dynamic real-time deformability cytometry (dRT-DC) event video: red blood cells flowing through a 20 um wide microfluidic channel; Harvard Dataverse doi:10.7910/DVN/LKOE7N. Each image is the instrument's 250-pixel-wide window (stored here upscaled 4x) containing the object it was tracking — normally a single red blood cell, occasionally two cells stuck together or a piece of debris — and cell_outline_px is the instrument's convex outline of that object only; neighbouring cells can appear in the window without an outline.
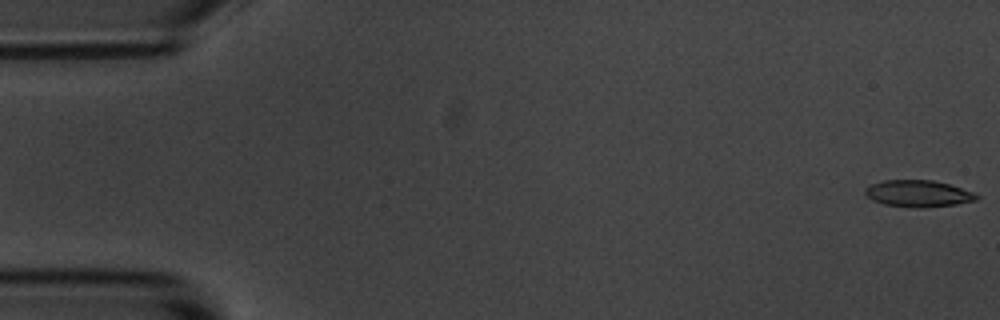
{"species": "common noctule bat (a hibernating species)", "species_latin": "Nyctalus noctula", "temperature_condition": "room temperature", "stored_images_in_passage": 55, "camera_frame_rate_fps": 3000, "um_per_image_px": 0.085, "animal": {"sex": "male", "body_mass_g": 20.1, "forearm_length_mm": 53.5}, "frame": {"image": 1, "passage_image": 1, "time_ms": 0.0, "image_size_px": [1000, 320], "cell_outline_px": [[980, 196], [976, 200], [956, 204], [924, 208], [916, 208], [884, 204], [872, 200], [864, 192], [864, 188], [872, 184], [884, 180], [932, 180], [948, 184], [976, 192]], "centroid_in_image_um": [78.07, 16.45], "position_along_channel_um": 6.9, "area_um2": 17.4}}
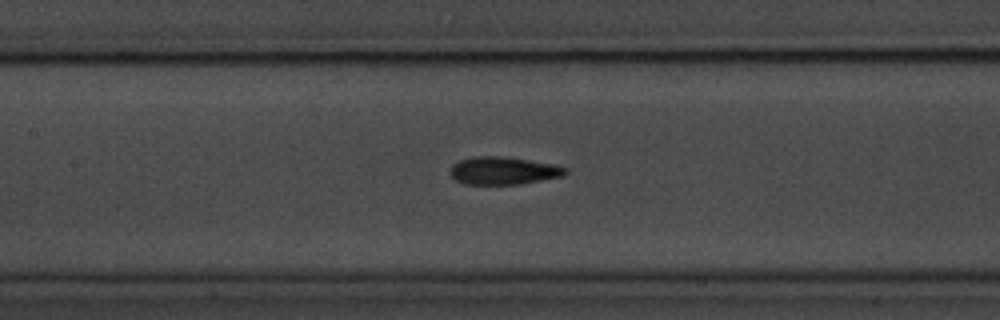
{"frame": {"image": 2, "passage_image": 25, "time_ms": 8.0, "image_size_px": [1000, 320], "cell_outline_px": [[568, 172], [564, 176], [520, 184], [464, 184], [456, 180], [448, 172], [452, 164], [460, 160], [472, 156], [500, 156], [556, 164], [568, 168]], "centroid_in_image_um": [42.79, 14.5], "position_along_channel_um": 164.6, "area_um2": 18.79}}
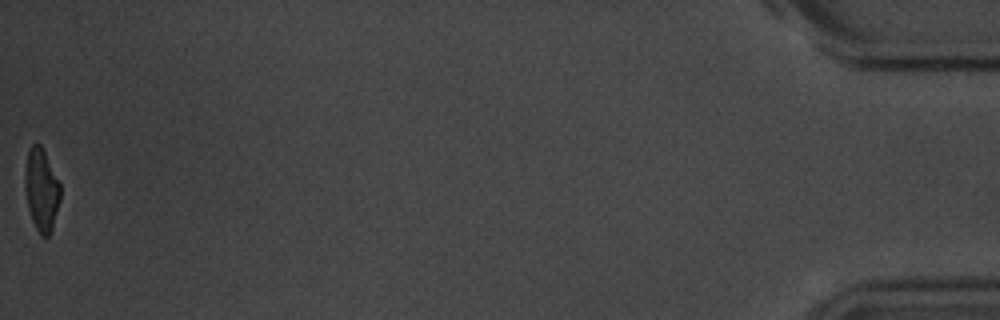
{"frame": {"image": 3, "passage_image": 55, "time_ms": 18.0, "image_size_px": [1000, 320], "cell_outline_px": [[60, 200], [52, 228], [48, 236], [40, 236], [32, 220], [28, 208], [24, 188], [24, 172], [28, 148], [32, 144], [40, 144], [60, 184]], "centroid_in_image_um": [3.49, 16.13], "position_along_channel_um": 431.7, "area_um2": 16.94}, "authors_computed_cell_mechanics": {"area_um2": 18.0336, "velocity_mm_per_s": 3.679, "shape_relaxation_time_tau1_ms": 3.4548, "shape_relaxation_time_tau2_ms": 1.7564, "deformation_change_tau1": 0.1465, "deformation_change_tau2": 0.0958}}